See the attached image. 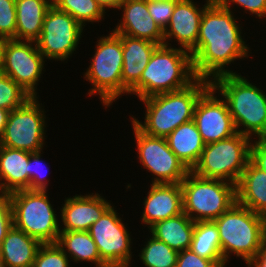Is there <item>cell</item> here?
I'll use <instances>...</instances> for the list:
<instances>
[{"mask_svg":"<svg viewBox=\"0 0 266 267\" xmlns=\"http://www.w3.org/2000/svg\"><path fill=\"white\" fill-rule=\"evenodd\" d=\"M0 38L16 40L15 0H0Z\"/></svg>","mask_w":266,"mask_h":267,"instance_id":"obj_34","label":"cell"},{"mask_svg":"<svg viewBox=\"0 0 266 267\" xmlns=\"http://www.w3.org/2000/svg\"><path fill=\"white\" fill-rule=\"evenodd\" d=\"M236 202L266 217V173L250 160L236 184Z\"/></svg>","mask_w":266,"mask_h":267,"instance_id":"obj_22","label":"cell"},{"mask_svg":"<svg viewBox=\"0 0 266 267\" xmlns=\"http://www.w3.org/2000/svg\"><path fill=\"white\" fill-rule=\"evenodd\" d=\"M246 76L225 74L211 86L226 101L236 131L253 139L266 138V91Z\"/></svg>","mask_w":266,"mask_h":267,"instance_id":"obj_3","label":"cell"},{"mask_svg":"<svg viewBox=\"0 0 266 267\" xmlns=\"http://www.w3.org/2000/svg\"><path fill=\"white\" fill-rule=\"evenodd\" d=\"M13 226L11 202L8 194H0V246Z\"/></svg>","mask_w":266,"mask_h":267,"instance_id":"obj_38","label":"cell"},{"mask_svg":"<svg viewBox=\"0 0 266 267\" xmlns=\"http://www.w3.org/2000/svg\"><path fill=\"white\" fill-rule=\"evenodd\" d=\"M122 219L111 205L88 230L97 245L101 260L108 267H130L134 257L131 232Z\"/></svg>","mask_w":266,"mask_h":267,"instance_id":"obj_13","label":"cell"},{"mask_svg":"<svg viewBox=\"0 0 266 267\" xmlns=\"http://www.w3.org/2000/svg\"><path fill=\"white\" fill-rule=\"evenodd\" d=\"M43 150L38 152H29V190L48 191L50 179L48 178V170L44 172V167L47 164L43 163ZM42 155V156H41ZM42 157V158H41ZM42 170H41V168ZM46 171V170H45ZM47 173V174H46Z\"/></svg>","mask_w":266,"mask_h":267,"instance_id":"obj_33","label":"cell"},{"mask_svg":"<svg viewBox=\"0 0 266 267\" xmlns=\"http://www.w3.org/2000/svg\"><path fill=\"white\" fill-rule=\"evenodd\" d=\"M8 110L0 108V138L2 137L4 130H5V125L7 123L8 115H9Z\"/></svg>","mask_w":266,"mask_h":267,"instance_id":"obj_42","label":"cell"},{"mask_svg":"<svg viewBox=\"0 0 266 267\" xmlns=\"http://www.w3.org/2000/svg\"><path fill=\"white\" fill-rule=\"evenodd\" d=\"M16 40L36 41L52 0H15Z\"/></svg>","mask_w":266,"mask_h":267,"instance_id":"obj_25","label":"cell"},{"mask_svg":"<svg viewBox=\"0 0 266 267\" xmlns=\"http://www.w3.org/2000/svg\"><path fill=\"white\" fill-rule=\"evenodd\" d=\"M190 249L210 260H223L219 232L213 221L195 222Z\"/></svg>","mask_w":266,"mask_h":267,"instance_id":"obj_28","label":"cell"},{"mask_svg":"<svg viewBox=\"0 0 266 267\" xmlns=\"http://www.w3.org/2000/svg\"><path fill=\"white\" fill-rule=\"evenodd\" d=\"M247 267H266V238L257 254L247 263Z\"/></svg>","mask_w":266,"mask_h":267,"instance_id":"obj_40","label":"cell"},{"mask_svg":"<svg viewBox=\"0 0 266 267\" xmlns=\"http://www.w3.org/2000/svg\"><path fill=\"white\" fill-rule=\"evenodd\" d=\"M3 48H4V39L0 38V73L3 70Z\"/></svg>","mask_w":266,"mask_h":267,"instance_id":"obj_43","label":"cell"},{"mask_svg":"<svg viewBox=\"0 0 266 267\" xmlns=\"http://www.w3.org/2000/svg\"><path fill=\"white\" fill-rule=\"evenodd\" d=\"M148 238L138 254L144 267H176L179 252L152 235Z\"/></svg>","mask_w":266,"mask_h":267,"instance_id":"obj_30","label":"cell"},{"mask_svg":"<svg viewBox=\"0 0 266 267\" xmlns=\"http://www.w3.org/2000/svg\"><path fill=\"white\" fill-rule=\"evenodd\" d=\"M190 52L176 46L159 45L143 70L140 81L129 91L139 100L187 88L196 80Z\"/></svg>","mask_w":266,"mask_h":267,"instance_id":"obj_4","label":"cell"},{"mask_svg":"<svg viewBox=\"0 0 266 267\" xmlns=\"http://www.w3.org/2000/svg\"><path fill=\"white\" fill-rule=\"evenodd\" d=\"M213 0H205L201 6L194 0H179L174 8L168 26L164 31V45L172 46L176 41L179 48L191 52L197 44L200 21L205 8Z\"/></svg>","mask_w":266,"mask_h":267,"instance_id":"obj_16","label":"cell"},{"mask_svg":"<svg viewBox=\"0 0 266 267\" xmlns=\"http://www.w3.org/2000/svg\"><path fill=\"white\" fill-rule=\"evenodd\" d=\"M105 11L116 10L123 0H96Z\"/></svg>","mask_w":266,"mask_h":267,"instance_id":"obj_41","label":"cell"},{"mask_svg":"<svg viewBox=\"0 0 266 267\" xmlns=\"http://www.w3.org/2000/svg\"><path fill=\"white\" fill-rule=\"evenodd\" d=\"M30 98L13 79L0 73V108L12 111L23 106Z\"/></svg>","mask_w":266,"mask_h":267,"instance_id":"obj_31","label":"cell"},{"mask_svg":"<svg viewBox=\"0 0 266 267\" xmlns=\"http://www.w3.org/2000/svg\"><path fill=\"white\" fill-rule=\"evenodd\" d=\"M150 2H159V1H179V0H146Z\"/></svg>","mask_w":266,"mask_h":267,"instance_id":"obj_44","label":"cell"},{"mask_svg":"<svg viewBox=\"0 0 266 267\" xmlns=\"http://www.w3.org/2000/svg\"><path fill=\"white\" fill-rule=\"evenodd\" d=\"M44 108L38 97H31L23 106L10 111L0 145L31 153L42 151L48 127Z\"/></svg>","mask_w":266,"mask_h":267,"instance_id":"obj_10","label":"cell"},{"mask_svg":"<svg viewBox=\"0 0 266 267\" xmlns=\"http://www.w3.org/2000/svg\"><path fill=\"white\" fill-rule=\"evenodd\" d=\"M29 190V152L0 145V194Z\"/></svg>","mask_w":266,"mask_h":267,"instance_id":"obj_21","label":"cell"},{"mask_svg":"<svg viewBox=\"0 0 266 267\" xmlns=\"http://www.w3.org/2000/svg\"><path fill=\"white\" fill-rule=\"evenodd\" d=\"M252 139L239 132L206 144L198 163L191 170L198 176L237 184L250 160Z\"/></svg>","mask_w":266,"mask_h":267,"instance_id":"obj_9","label":"cell"},{"mask_svg":"<svg viewBox=\"0 0 266 267\" xmlns=\"http://www.w3.org/2000/svg\"><path fill=\"white\" fill-rule=\"evenodd\" d=\"M85 30L68 13L52 5L45 15L40 37L35 42L48 62L69 61L76 54Z\"/></svg>","mask_w":266,"mask_h":267,"instance_id":"obj_12","label":"cell"},{"mask_svg":"<svg viewBox=\"0 0 266 267\" xmlns=\"http://www.w3.org/2000/svg\"><path fill=\"white\" fill-rule=\"evenodd\" d=\"M131 126L138 162L150 172L151 183H181L190 170L171 151L166 139L145 134L132 121Z\"/></svg>","mask_w":266,"mask_h":267,"instance_id":"obj_11","label":"cell"},{"mask_svg":"<svg viewBox=\"0 0 266 267\" xmlns=\"http://www.w3.org/2000/svg\"><path fill=\"white\" fill-rule=\"evenodd\" d=\"M224 260H210L198 256L191 249L178 253L176 267H227Z\"/></svg>","mask_w":266,"mask_h":267,"instance_id":"obj_36","label":"cell"},{"mask_svg":"<svg viewBox=\"0 0 266 267\" xmlns=\"http://www.w3.org/2000/svg\"><path fill=\"white\" fill-rule=\"evenodd\" d=\"M71 259L56 243L42 244L36 254L33 267H70Z\"/></svg>","mask_w":266,"mask_h":267,"instance_id":"obj_32","label":"cell"},{"mask_svg":"<svg viewBox=\"0 0 266 267\" xmlns=\"http://www.w3.org/2000/svg\"><path fill=\"white\" fill-rule=\"evenodd\" d=\"M95 51L83 78L91 86L89 96L99 95L105 110L122 97L123 52L121 38L110 30L98 37Z\"/></svg>","mask_w":266,"mask_h":267,"instance_id":"obj_6","label":"cell"},{"mask_svg":"<svg viewBox=\"0 0 266 267\" xmlns=\"http://www.w3.org/2000/svg\"><path fill=\"white\" fill-rule=\"evenodd\" d=\"M177 2L178 1H147L148 12L162 30L168 26Z\"/></svg>","mask_w":266,"mask_h":267,"instance_id":"obj_37","label":"cell"},{"mask_svg":"<svg viewBox=\"0 0 266 267\" xmlns=\"http://www.w3.org/2000/svg\"><path fill=\"white\" fill-rule=\"evenodd\" d=\"M13 226L42 244L56 243L60 233V215L51 204L48 191L19 190L8 194Z\"/></svg>","mask_w":266,"mask_h":267,"instance_id":"obj_7","label":"cell"},{"mask_svg":"<svg viewBox=\"0 0 266 267\" xmlns=\"http://www.w3.org/2000/svg\"><path fill=\"white\" fill-rule=\"evenodd\" d=\"M47 60L39 52L35 41L4 39V75L13 79L31 97H39L38 85Z\"/></svg>","mask_w":266,"mask_h":267,"instance_id":"obj_14","label":"cell"},{"mask_svg":"<svg viewBox=\"0 0 266 267\" xmlns=\"http://www.w3.org/2000/svg\"><path fill=\"white\" fill-rule=\"evenodd\" d=\"M183 212L194 222L214 221L236 202V185L191 170L180 183Z\"/></svg>","mask_w":266,"mask_h":267,"instance_id":"obj_8","label":"cell"},{"mask_svg":"<svg viewBox=\"0 0 266 267\" xmlns=\"http://www.w3.org/2000/svg\"><path fill=\"white\" fill-rule=\"evenodd\" d=\"M117 10L122 15L112 32L163 44L164 31L148 12L146 0H123Z\"/></svg>","mask_w":266,"mask_h":267,"instance_id":"obj_18","label":"cell"},{"mask_svg":"<svg viewBox=\"0 0 266 267\" xmlns=\"http://www.w3.org/2000/svg\"><path fill=\"white\" fill-rule=\"evenodd\" d=\"M59 10L68 13L82 27L104 20L107 13L96 0H52Z\"/></svg>","mask_w":266,"mask_h":267,"instance_id":"obj_29","label":"cell"},{"mask_svg":"<svg viewBox=\"0 0 266 267\" xmlns=\"http://www.w3.org/2000/svg\"><path fill=\"white\" fill-rule=\"evenodd\" d=\"M220 6L226 8L227 10L233 11L234 5H237L243 9L244 14L256 16L262 21L266 20V0H215ZM233 6V7H232Z\"/></svg>","mask_w":266,"mask_h":267,"instance_id":"obj_35","label":"cell"},{"mask_svg":"<svg viewBox=\"0 0 266 267\" xmlns=\"http://www.w3.org/2000/svg\"><path fill=\"white\" fill-rule=\"evenodd\" d=\"M62 205L60 231H88L112 203L98 192H88L84 195L65 197Z\"/></svg>","mask_w":266,"mask_h":267,"instance_id":"obj_17","label":"cell"},{"mask_svg":"<svg viewBox=\"0 0 266 267\" xmlns=\"http://www.w3.org/2000/svg\"><path fill=\"white\" fill-rule=\"evenodd\" d=\"M0 267H4V265H3V262H2V260H1V258H0Z\"/></svg>","mask_w":266,"mask_h":267,"instance_id":"obj_45","label":"cell"},{"mask_svg":"<svg viewBox=\"0 0 266 267\" xmlns=\"http://www.w3.org/2000/svg\"><path fill=\"white\" fill-rule=\"evenodd\" d=\"M218 229L221 251L227 264L231 255L247 264L266 238V217L235 202L213 221Z\"/></svg>","mask_w":266,"mask_h":267,"instance_id":"obj_5","label":"cell"},{"mask_svg":"<svg viewBox=\"0 0 266 267\" xmlns=\"http://www.w3.org/2000/svg\"><path fill=\"white\" fill-rule=\"evenodd\" d=\"M193 120L205 145L237 133L226 101L212 86L198 99Z\"/></svg>","mask_w":266,"mask_h":267,"instance_id":"obj_15","label":"cell"},{"mask_svg":"<svg viewBox=\"0 0 266 267\" xmlns=\"http://www.w3.org/2000/svg\"><path fill=\"white\" fill-rule=\"evenodd\" d=\"M41 245L39 240L12 226L0 246L4 267H33Z\"/></svg>","mask_w":266,"mask_h":267,"instance_id":"obj_23","label":"cell"},{"mask_svg":"<svg viewBox=\"0 0 266 267\" xmlns=\"http://www.w3.org/2000/svg\"><path fill=\"white\" fill-rule=\"evenodd\" d=\"M150 187V189H149ZM141 212V224L151 227L158 221L183 213L182 189L180 183H150Z\"/></svg>","mask_w":266,"mask_h":267,"instance_id":"obj_19","label":"cell"},{"mask_svg":"<svg viewBox=\"0 0 266 267\" xmlns=\"http://www.w3.org/2000/svg\"><path fill=\"white\" fill-rule=\"evenodd\" d=\"M250 161L266 173V138L252 140Z\"/></svg>","mask_w":266,"mask_h":267,"instance_id":"obj_39","label":"cell"},{"mask_svg":"<svg viewBox=\"0 0 266 267\" xmlns=\"http://www.w3.org/2000/svg\"><path fill=\"white\" fill-rule=\"evenodd\" d=\"M234 13L215 0L205 8L196 47L190 52L196 78L212 81L221 75L238 74L228 66L251 57L252 47L244 41L241 20Z\"/></svg>","mask_w":266,"mask_h":267,"instance_id":"obj_1","label":"cell"},{"mask_svg":"<svg viewBox=\"0 0 266 267\" xmlns=\"http://www.w3.org/2000/svg\"><path fill=\"white\" fill-rule=\"evenodd\" d=\"M194 226L195 222L183 212L178 216L158 221L147 229L154 238L180 252L190 249Z\"/></svg>","mask_w":266,"mask_h":267,"instance_id":"obj_26","label":"cell"},{"mask_svg":"<svg viewBox=\"0 0 266 267\" xmlns=\"http://www.w3.org/2000/svg\"><path fill=\"white\" fill-rule=\"evenodd\" d=\"M56 244L74 263L91 262L94 267H108L88 231H60Z\"/></svg>","mask_w":266,"mask_h":267,"instance_id":"obj_27","label":"cell"},{"mask_svg":"<svg viewBox=\"0 0 266 267\" xmlns=\"http://www.w3.org/2000/svg\"><path fill=\"white\" fill-rule=\"evenodd\" d=\"M121 38L123 52L122 96L129 95V91L140 81L158 44L145 39L133 38L117 34Z\"/></svg>","mask_w":266,"mask_h":267,"instance_id":"obj_20","label":"cell"},{"mask_svg":"<svg viewBox=\"0 0 266 267\" xmlns=\"http://www.w3.org/2000/svg\"><path fill=\"white\" fill-rule=\"evenodd\" d=\"M211 86V81L197 78L187 88L141 99L145 107L144 121L131 115L142 132L166 138L181 124L193 120L194 109L200 96Z\"/></svg>","mask_w":266,"mask_h":267,"instance_id":"obj_2","label":"cell"},{"mask_svg":"<svg viewBox=\"0 0 266 267\" xmlns=\"http://www.w3.org/2000/svg\"><path fill=\"white\" fill-rule=\"evenodd\" d=\"M165 139L171 151L192 170L205 146L194 120L181 124Z\"/></svg>","mask_w":266,"mask_h":267,"instance_id":"obj_24","label":"cell"}]
</instances>
